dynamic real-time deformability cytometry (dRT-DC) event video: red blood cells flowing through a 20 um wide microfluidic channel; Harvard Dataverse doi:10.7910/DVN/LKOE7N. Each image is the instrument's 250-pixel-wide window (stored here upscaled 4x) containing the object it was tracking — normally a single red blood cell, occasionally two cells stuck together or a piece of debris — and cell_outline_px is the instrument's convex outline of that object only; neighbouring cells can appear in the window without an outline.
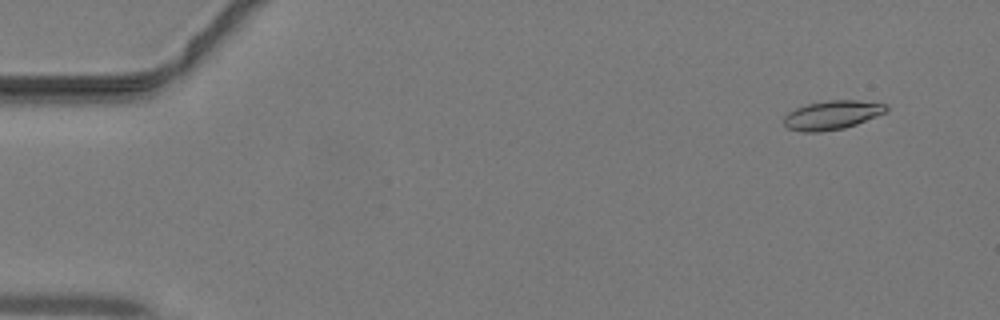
{"species": "common noctule bat (a hibernating species)", "species_latin": "Nyctalus noctula", "temperature_condition": "warm", "stored_images_in_passage": 23, "camera_frame_rate_fps": 3000, "um_per_image_px": 0.085, "animal": {"sex": "male", "body_mass_g": 19.2, "forearm_length_mm": 51.8}, "frame": {"image": 1, "passage_image": 3, "time_ms": 0.667, "image_size_px": [1000, 320], "cell_outline_px": [[888, 108], [884, 112], [876, 116], [856, 124], [844, 128], [820, 132], [800, 132], [788, 128], [784, 124], [784, 116], [788, 112], [796, 108], [808, 104], [828, 100], [856, 100], [888, 104]], "centroid_in_image_um": [70.7, 9.78], "position_along_channel_um": 14.3, "area_um2": 17.17}}
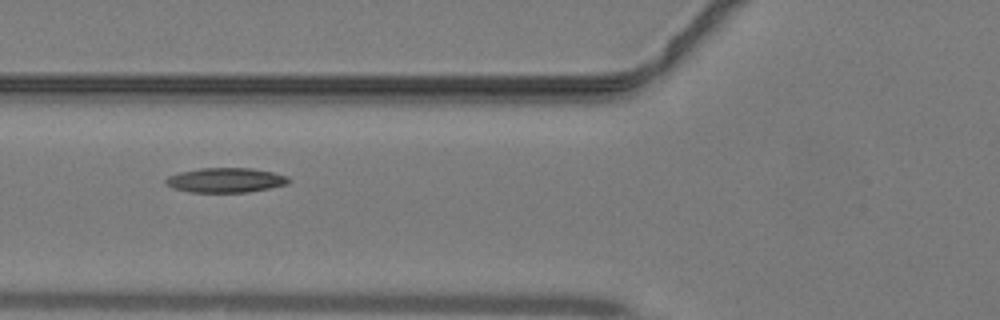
{"frame": {"image": 2, "passage_image": 17, "time_ms": 5.333, "image_size_px": [1000, 320], "cell_outline_px": [[292, 180], [288, 184], [248, 192], [188, 192], [176, 188], [168, 184], [164, 180], [168, 176], [180, 172], [200, 168], [252, 168], [272, 172], [288, 176]], "centroid_in_image_um": [19.22, 15.31], "position_along_channel_um": 106.6, "area_um2": 17.57}}
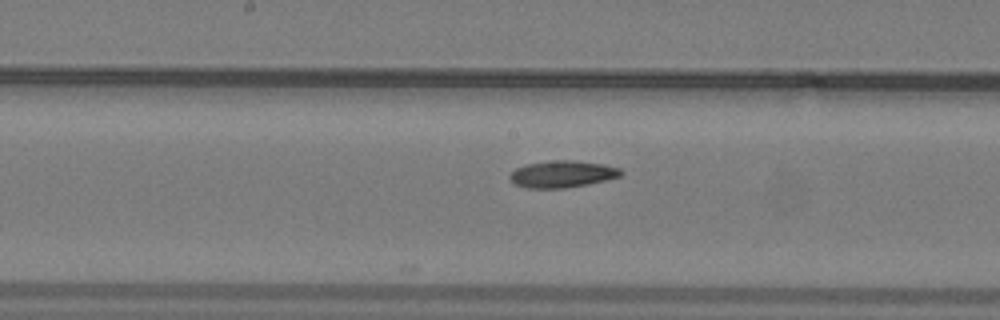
{"frame": {"image": 3, "passage_image": 23, "time_ms": 7.333, "image_size_px": [1000, 320], "cell_outline_px": [[624, 172], [620, 176], [588, 184], [564, 188], [528, 188], [516, 184], [508, 176], [516, 168], [528, 164], [556, 160], [572, 160], [604, 164], [620, 168]], "centroid_in_image_um": [47.82, 14.79], "position_along_channel_um": 200.4, "area_um2": 17.17}}